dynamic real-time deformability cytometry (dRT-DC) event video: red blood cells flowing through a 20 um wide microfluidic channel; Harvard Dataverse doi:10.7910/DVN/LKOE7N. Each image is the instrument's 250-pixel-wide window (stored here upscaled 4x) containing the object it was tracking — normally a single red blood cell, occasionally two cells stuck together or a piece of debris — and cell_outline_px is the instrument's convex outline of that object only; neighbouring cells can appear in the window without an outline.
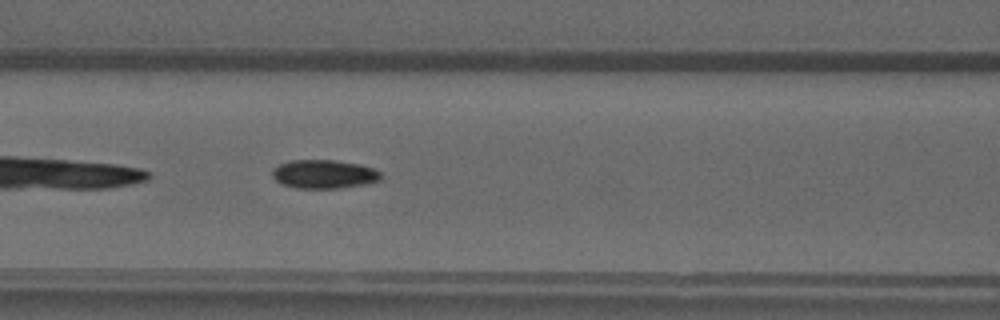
{"species": "common noctule bat (a hibernating species)", "species_latin": "Nyctalus noctula", "temperature_condition": "warm", "stored_images_in_passage": 30, "camera_frame_rate_fps": 3000, "um_per_image_px": 0.085, "animal": {"sex": "male", "forearm_length_mm": 52.5}, "frame": {"image": 1, "passage_image": 7, "time_ms": 2.0, "image_size_px": [1000, 320], "cell_outline_px": [[384, 176], [380, 180], [364, 184], [336, 188], [296, 188], [280, 184], [272, 176], [272, 168], [280, 164], [292, 160], [332, 160], [360, 164], [372, 168], [380, 172]], "centroid_in_image_um": [27.52, 14.8], "position_along_channel_um": 139.1, "area_um2": 18.15}}
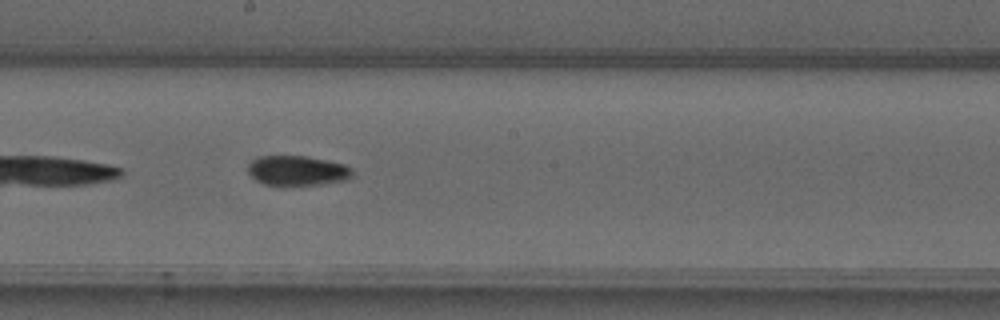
{"frame": {"image": 2, "passage_image": 13, "time_ms": 4.0, "image_size_px": [1000, 320], "cell_outline_px": [[352, 176], [348, 180], [324, 184], [280, 188], [264, 184], [256, 180], [248, 172], [248, 164], [252, 160], [260, 156], [308, 156], [328, 160], [344, 164], [352, 168]], "centroid_in_image_um": [25.27, 14.54], "position_along_channel_um": 222.9, "area_um2": 18.96}}
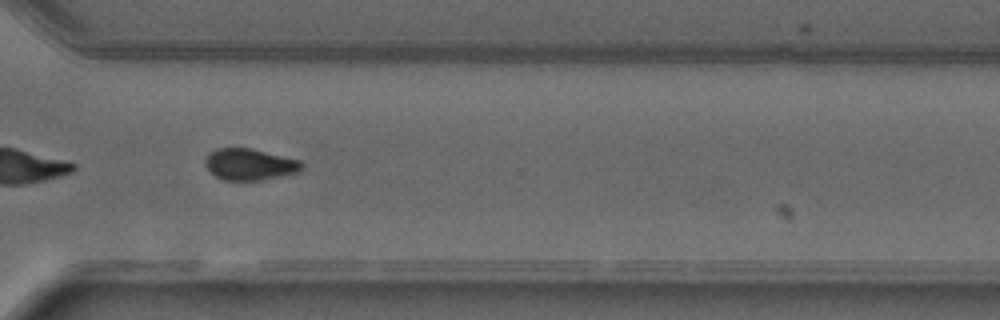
{"frame": {"image": 3, "passage_image": 22, "time_ms": 7.0, "image_size_px": [1000, 320], "cell_outline_px": [[304, 168], [300, 172], [260, 180], [224, 180], [216, 176], [204, 164], [204, 160], [208, 152], [216, 148], [252, 148], [300, 160], [304, 164]], "centroid_in_image_um": [21.24, 13.96], "position_along_channel_um": 349.4, "area_um2": 17.86}}